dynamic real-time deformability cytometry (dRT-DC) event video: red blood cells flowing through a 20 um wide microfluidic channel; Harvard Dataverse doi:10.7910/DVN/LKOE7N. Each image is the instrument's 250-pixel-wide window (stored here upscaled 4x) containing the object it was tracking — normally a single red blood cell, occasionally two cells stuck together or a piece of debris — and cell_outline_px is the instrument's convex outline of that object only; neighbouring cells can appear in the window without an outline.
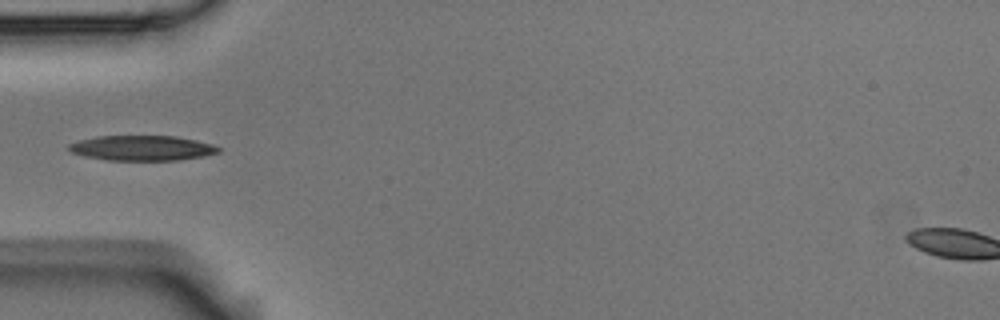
{"species": "Egyptian fruit bat (a non-hibernating species)", "species_latin": "Rousettus aegyptiacus", "temperature_condition": "room temperature", "stored_images_in_passage": 5, "camera_frame_rate_fps": 3000, "um_per_image_px": 0.085, "animal": {"sex": "male"}, "frame": {"image": 1, "passage_image": 5, "time_ms": 1.333, "image_size_px": [1000, 320], "cell_outline_px": [[220, 152], [204, 156], [180, 160], [108, 160], [84, 156], [72, 152], [68, 148], [68, 144], [80, 140], [96, 136], [176, 136], [196, 140], [212, 144], [220, 148]], "centroid_in_image_um": [12.09, 12.58], "position_along_channel_um": 72.9, "area_um2": 21.85}}